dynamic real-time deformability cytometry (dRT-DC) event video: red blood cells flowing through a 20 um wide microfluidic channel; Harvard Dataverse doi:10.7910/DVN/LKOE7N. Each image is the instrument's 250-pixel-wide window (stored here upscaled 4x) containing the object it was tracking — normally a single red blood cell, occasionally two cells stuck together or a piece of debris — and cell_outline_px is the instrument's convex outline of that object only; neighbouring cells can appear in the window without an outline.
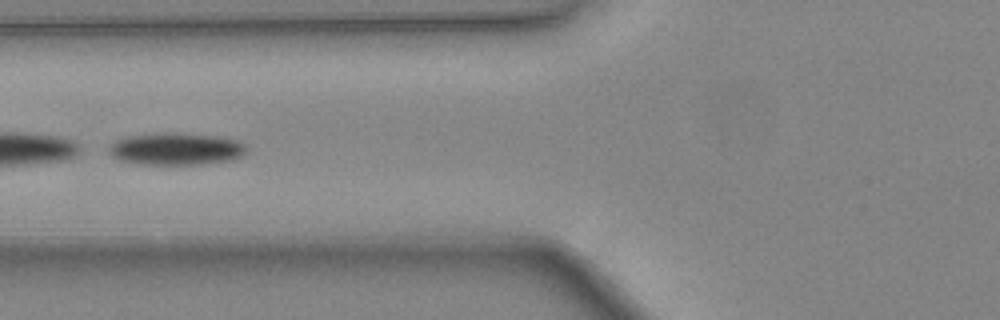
{"species": "common noctule bat (a hibernating species)", "species_latin": "Nyctalus noctula", "temperature_condition": "warm", "stored_images_in_passage": 45, "camera_frame_rate_fps": 3000, "um_per_image_px": 0.085, "animal": {"sex": "female", "body_mass_g": 24.6, "forearm_length_mm": 56.2}, "frame": {"image": 1, "passage_image": 20, "time_ms": 6.333, "image_size_px": [1000, 320], "cell_outline_px": [[244, 152], [240, 156], [232, 160], [204, 164], [140, 164], [120, 160], [112, 156], [108, 152], [108, 148], [116, 140], [128, 136], [164, 132], [176, 132], [220, 136], [236, 140], [244, 144]], "centroid_in_image_um": [14.94, 12.65], "position_along_channel_um": 110.9, "area_um2": 25.84}}
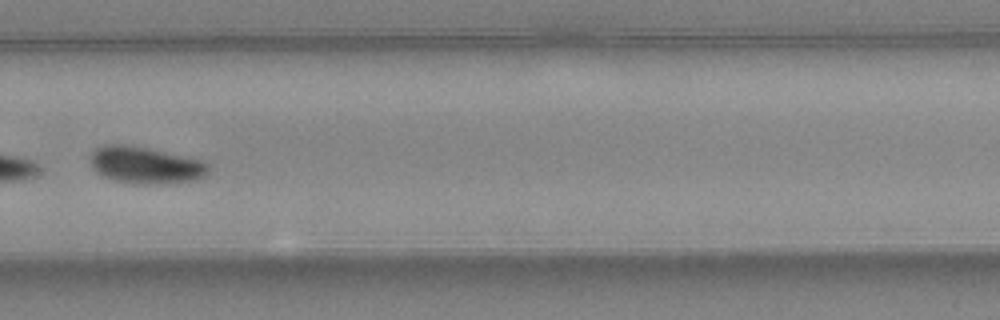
{"frame": {"image": 2, "passage_image": 34, "time_ms": 11.0, "image_size_px": [1000, 320], "cell_outline_px": [[208, 172], [204, 176], [196, 180], [168, 184], [136, 184], [116, 180], [104, 176], [96, 172], [92, 168], [88, 160], [88, 156], [96, 148], [104, 144], [124, 144], [204, 160], [208, 164]], "centroid_in_image_um": [12.33, 14.04], "position_along_channel_um": 317.5, "area_um2": 25.55}, "authors_computed_cell_mechanics": {"area_um2": 27.455, "velocity_mm_per_s": 4.4405, "shape_relaxation_time_tau1_ms": 1.7798, "shape_relaxation_time_tau2_ms": null, "deformation_change_tau1": 0.0853, "deformation_change_tau2": null}}